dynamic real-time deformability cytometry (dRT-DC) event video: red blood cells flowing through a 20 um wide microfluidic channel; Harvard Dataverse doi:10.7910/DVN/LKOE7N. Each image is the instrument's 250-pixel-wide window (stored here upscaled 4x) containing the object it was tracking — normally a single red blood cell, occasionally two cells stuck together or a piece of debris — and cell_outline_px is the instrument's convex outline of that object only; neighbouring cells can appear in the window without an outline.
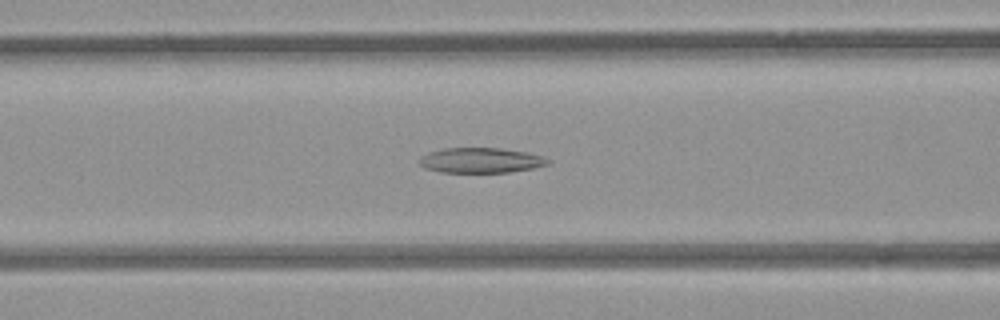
{"species": "common noctule bat (a hibernating species)", "species_latin": "Nyctalus noctula", "temperature_condition": "room temperature", "stored_images_in_passage": 52, "camera_frame_rate_fps": 3000, "um_per_image_px": 0.085, "animal": {"sex": "female", "body_mass_g": 21.9}, "frame": {"image": 1, "passage_image": 20, "time_ms": 6.333, "image_size_px": [1000, 320], "cell_outline_px": [[552, 160], [548, 164], [532, 168], [508, 172], [440, 172], [424, 168], [420, 164], [420, 156], [428, 152], [444, 148], [500, 148], [528, 152], [544, 156]], "centroid_in_image_um": [40.88, 13.62], "position_along_channel_um": 125.7, "area_um2": 18.9}}
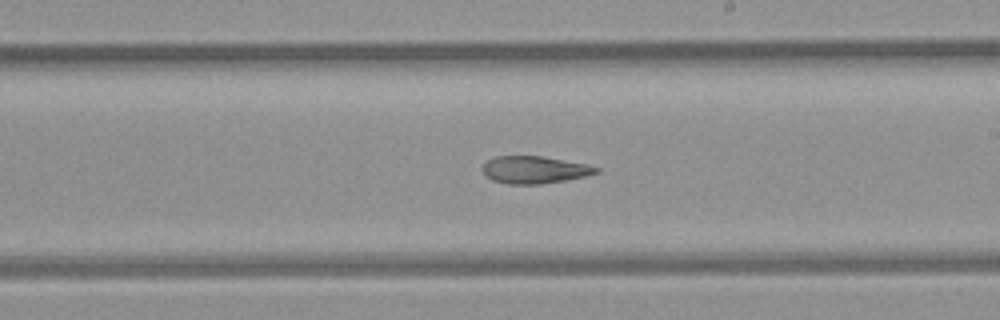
{"frame": {"image": 2, "passage_image": 29, "time_ms": 9.333, "image_size_px": [1000, 320], "cell_outline_px": [[600, 172], [584, 176], [564, 180], [540, 184], [508, 184], [492, 180], [484, 176], [480, 168], [488, 160], [496, 156], [540, 156], [588, 164], [600, 168]], "centroid_in_image_um": [45.39, 14.43], "position_along_channel_um": 243.6, "area_um2": 18.15}}
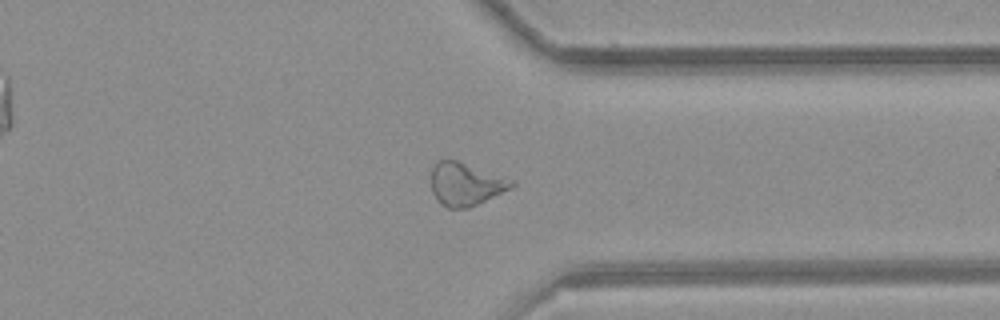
{"frame": {"image": 3, "passage_image": 39, "time_ms": 12.667, "image_size_px": [1000, 320], "cell_outline_px": [[516, 184], [512, 188], [468, 208], [448, 208], [440, 204], [432, 192], [432, 168], [436, 160], [456, 160], [516, 180]], "centroid_in_image_um": [39.6, 15.64], "position_along_channel_um": 371.8, "area_um2": 20.17}, "authors_computed_cell_mechanics": {"area_um2": 21.8484, "velocity_mm_per_s": 3.925, "shape_relaxation_time_tau1_ms": null, "shape_relaxation_time_tau2_ms": 7.4912, "deformation_change_tau1": null, "deformation_change_tau2": 0.1857}}